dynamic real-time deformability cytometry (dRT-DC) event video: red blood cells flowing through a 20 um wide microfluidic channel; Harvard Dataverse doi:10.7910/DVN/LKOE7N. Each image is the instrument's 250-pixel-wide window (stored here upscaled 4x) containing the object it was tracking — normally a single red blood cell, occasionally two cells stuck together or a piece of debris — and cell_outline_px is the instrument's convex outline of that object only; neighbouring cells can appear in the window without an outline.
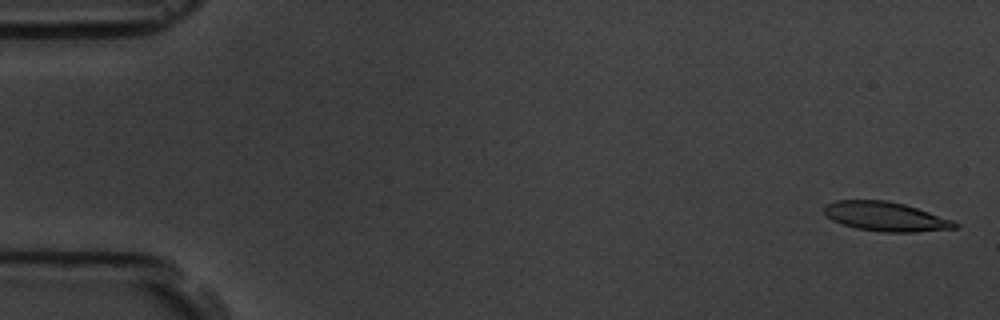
{"species": "common noctule bat (a hibernating species)", "species_latin": "Nyctalus noctula", "temperature_condition": "room temperature", "stored_images_in_passage": 5, "camera_frame_rate_fps": 3000, "um_per_image_px": 0.085, "animal": {"sex": "male", "body_mass_g": 19.5, "forearm_length_mm": 54.6}, "frame": {"image": 1, "passage_image": 1, "time_ms": 0.0, "image_size_px": [1000, 320], "cell_outline_px": [[960, 228], [916, 232], [880, 232], [856, 228], [832, 220], [824, 212], [824, 208], [828, 204], [836, 200], [884, 200], [904, 204], [952, 220], [960, 224]], "centroid_in_image_um": [75.31, 18.42], "position_along_channel_um": 9.7, "area_um2": 22.14}}
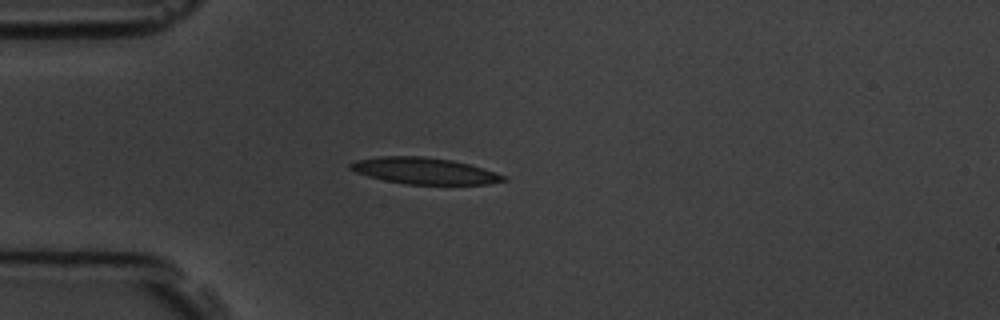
{"frame": {"image": 2, "passage_image": 4, "time_ms": 4.333, "image_size_px": [1000, 320], "cell_outline_px": [[508, 180], [488, 184], [404, 184], [384, 180], [368, 176], [356, 172], [348, 168], [348, 164], [356, 160], [380, 156], [424, 156], [452, 160], [468, 164], [496, 172], [508, 176]], "centroid_in_image_um": [36.07, 14.52], "position_along_channel_um": 48.9, "area_um2": 23.64}}